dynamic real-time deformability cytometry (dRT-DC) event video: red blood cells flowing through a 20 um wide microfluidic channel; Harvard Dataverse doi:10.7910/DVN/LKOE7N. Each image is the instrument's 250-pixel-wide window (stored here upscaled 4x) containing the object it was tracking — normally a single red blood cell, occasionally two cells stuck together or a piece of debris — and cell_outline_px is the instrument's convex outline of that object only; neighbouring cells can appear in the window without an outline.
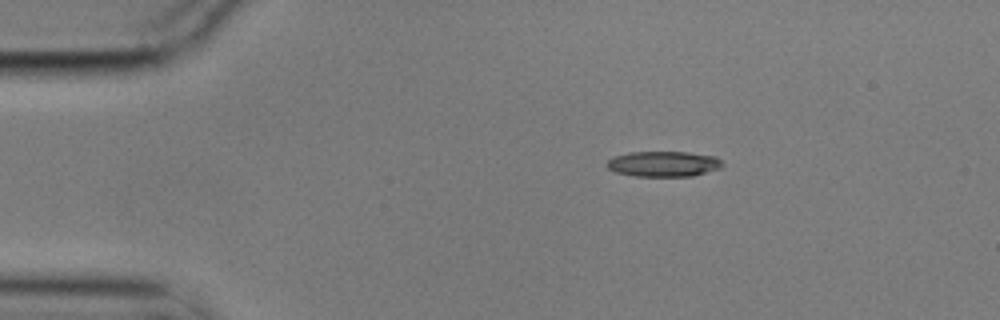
{"species": "common noctule bat (a hibernating species)", "species_latin": "Nyctalus noctula", "temperature_condition": "cold", "stored_images_in_passage": 2, "camera_frame_rate_fps": 3000, "um_per_image_px": 0.085, "animal": {"sex": "male", "body_mass_g": 17.9}, "frame": {"image": 1, "passage_image": 1, "time_ms": 0.0, "image_size_px": [1000, 320], "cell_outline_px": [[724, 164], [720, 168], [692, 176], [636, 176], [616, 172], [608, 168], [604, 164], [612, 156], [628, 152], [688, 152], [716, 156]], "centroid_in_image_um": [56.37, 13.92], "position_along_channel_um": 28.6, "area_um2": 17.22}}